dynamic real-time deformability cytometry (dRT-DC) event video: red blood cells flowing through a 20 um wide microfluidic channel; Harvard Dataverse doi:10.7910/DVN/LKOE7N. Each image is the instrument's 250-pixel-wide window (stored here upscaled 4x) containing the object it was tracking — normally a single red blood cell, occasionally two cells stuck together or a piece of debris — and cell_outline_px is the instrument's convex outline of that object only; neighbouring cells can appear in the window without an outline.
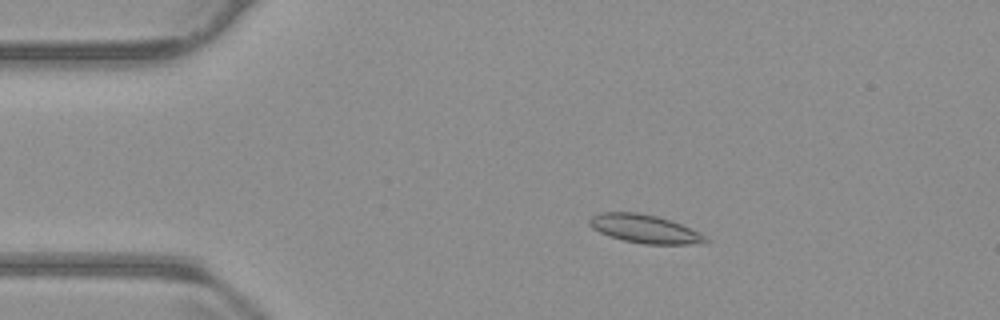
{"species": "common noctule bat (a hibernating species)", "species_latin": "Nyctalus noctula", "temperature_condition": "warm", "stored_images_in_passage": 47, "camera_frame_rate_fps": 3000, "um_per_image_px": 0.085, "animal": {"sex": "male", "body_mass_g": 23.1, "forearm_length_mm": 52.7}, "frame": {"image": 1, "passage_image": 2, "time_ms": 0.333, "image_size_px": [1000, 320], "cell_outline_px": [[712, 240], [708, 244], [644, 244], [624, 240], [608, 236], [592, 228], [588, 224], [588, 220], [592, 216], [600, 212], [636, 212], [656, 216], [680, 224], [700, 232]], "centroid_in_image_um": [54.84, 19.46], "position_along_channel_um": 30.2, "area_um2": 19.36}}
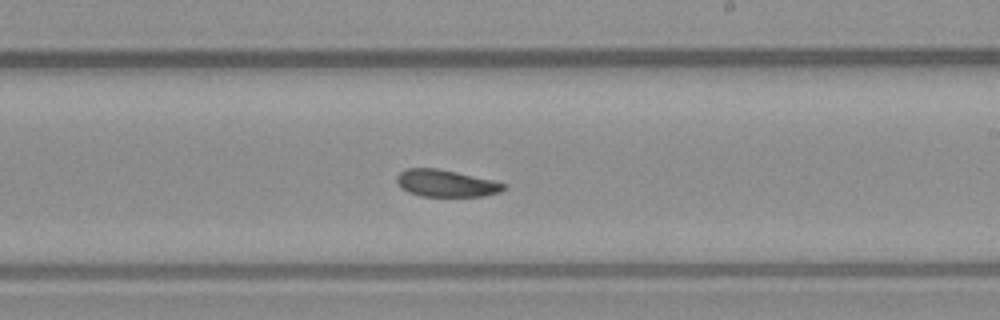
{"frame": {"image": 2, "passage_image": 24, "time_ms": 7.667, "image_size_px": [1000, 320], "cell_outline_px": [[504, 188], [500, 192], [484, 196], [420, 196], [408, 192], [400, 188], [396, 180], [396, 176], [404, 168], [436, 168], [456, 172], [492, 180], [504, 184]], "centroid_in_image_um": [37.84, 15.58], "position_along_channel_um": 251.2, "area_um2": 16.76}}
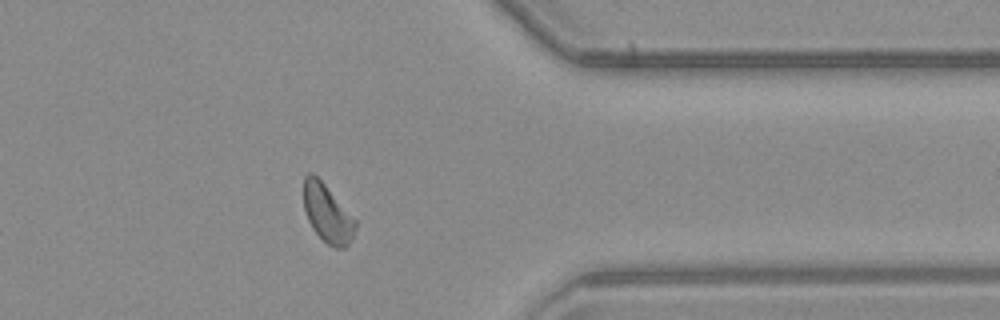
{"frame": {"image": 3, "passage_image": 36, "time_ms": 11.667, "image_size_px": [1000, 320], "cell_outline_px": [[356, 228], [352, 240], [344, 248], [336, 248], [328, 244], [312, 228], [308, 220], [304, 208], [304, 176], [308, 172], [312, 172], [324, 184], [356, 220]], "centroid_in_image_um": [27.83, 18.15], "position_along_channel_um": 383.6, "area_um2": 17.22}}